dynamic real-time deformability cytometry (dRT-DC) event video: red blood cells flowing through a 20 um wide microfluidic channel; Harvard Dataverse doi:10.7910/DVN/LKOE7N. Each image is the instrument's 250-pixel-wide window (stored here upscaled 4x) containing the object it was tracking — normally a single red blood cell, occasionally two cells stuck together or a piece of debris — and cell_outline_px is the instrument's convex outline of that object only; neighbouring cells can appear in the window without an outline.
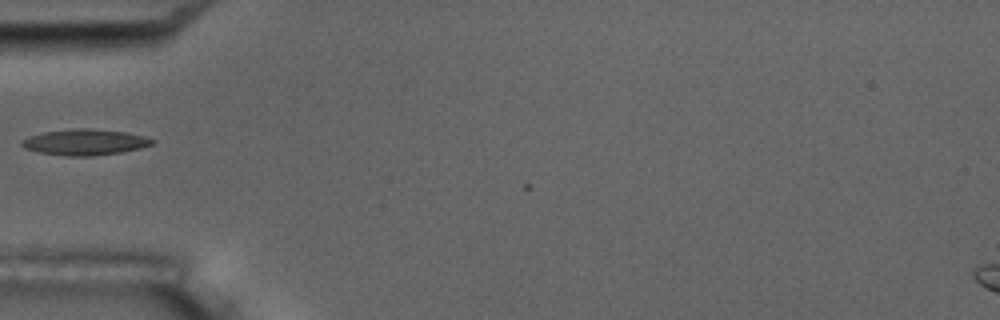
{"species": "common noctule bat (a hibernating species)", "species_latin": "Nyctalus noctula", "temperature_condition": "room temperature", "stored_images_in_passage": 4, "camera_frame_rate_fps": 3000, "um_per_image_px": 0.085, "animal": {"sex": "male", "body_mass_g": 17.5, "forearm_length_mm": 52.3}, "frame": {"image": 1, "passage_image": 4, "time_ms": 3.667, "image_size_px": [1000, 320], "cell_outline_px": [[156, 140], [152, 144], [140, 148], [120, 152], [92, 156], [64, 156], [40, 152], [24, 148], [20, 144], [28, 136], [44, 132], [76, 128], [88, 128], [124, 132], [144, 136]], "centroid_in_image_um": [7.21, 12.08], "position_along_channel_um": 77.8, "area_um2": 19.54}}